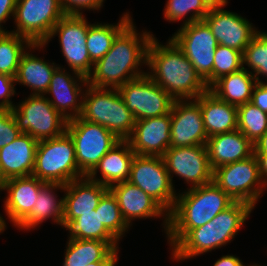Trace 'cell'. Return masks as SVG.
Segmentation results:
<instances>
[{"label":"cell","mask_w":267,"mask_h":266,"mask_svg":"<svg viewBox=\"0 0 267 266\" xmlns=\"http://www.w3.org/2000/svg\"><path fill=\"white\" fill-rule=\"evenodd\" d=\"M62 67L59 65L54 71L45 96L66 120H71L82 114L83 97L88 81L79 73L72 71L71 74Z\"/></svg>","instance_id":"obj_17"},{"label":"cell","mask_w":267,"mask_h":266,"mask_svg":"<svg viewBox=\"0 0 267 266\" xmlns=\"http://www.w3.org/2000/svg\"><path fill=\"white\" fill-rule=\"evenodd\" d=\"M170 114V148L206 145L208 136L195 100H175Z\"/></svg>","instance_id":"obj_18"},{"label":"cell","mask_w":267,"mask_h":266,"mask_svg":"<svg viewBox=\"0 0 267 266\" xmlns=\"http://www.w3.org/2000/svg\"><path fill=\"white\" fill-rule=\"evenodd\" d=\"M44 184L45 182L32 175L12 178L0 184V192H7L3 200L5 215L15 228L35 206L39 191Z\"/></svg>","instance_id":"obj_21"},{"label":"cell","mask_w":267,"mask_h":266,"mask_svg":"<svg viewBox=\"0 0 267 266\" xmlns=\"http://www.w3.org/2000/svg\"><path fill=\"white\" fill-rule=\"evenodd\" d=\"M64 15L59 0H17L15 29L10 32L26 37L33 44H43Z\"/></svg>","instance_id":"obj_11"},{"label":"cell","mask_w":267,"mask_h":266,"mask_svg":"<svg viewBox=\"0 0 267 266\" xmlns=\"http://www.w3.org/2000/svg\"><path fill=\"white\" fill-rule=\"evenodd\" d=\"M213 182L234 201L249 203L254 208L267 188L255 155L217 167L213 170Z\"/></svg>","instance_id":"obj_9"},{"label":"cell","mask_w":267,"mask_h":266,"mask_svg":"<svg viewBox=\"0 0 267 266\" xmlns=\"http://www.w3.org/2000/svg\"><path fill=\"white\" fill-rule=\"evenodd\" d=\"M81 117L106 127L120 140H127L132 135L136 123L118 89L96 88L90 85L84 92Z\"/></svg>","instance_id":"obj_5"},{"label":"cell","mask_w":267,"mask_h":266,"mask_svg":"<svg viewBox=\"0 0 267 266\" xmlns=\"http://www.w3.org/2000/svg\"><path fill=\"white\" fill-rule=\"evenodd\" d=\"M253 74L244 67L216 80L210 87L217 98L235 106L251 102L253 87L256 84Z\"/></svg>","instance_id":"obj_29"},{"label":"cell","mask_w":267,"mask_h":266,"mask_svg":"<svg viewBox=\"0 0 267 266\" xmlns=\"http://www.w3.org/2000/svg\"><path fill=\"white\" fill-rule=\"evenodd\" d=\"M91 23L86 17L77 14H65L52 29L50 36L43 43L48 45L52 38L58 36L61 54L64 56L68 68L88 77L93 69L94 63L90 59L87 49V33Z\"/></svg>","instance_id":"obj_10"},{"label":"cell","mask_w":267,"mask_h":266,"mask_svg":"<svg viewBox=\"0 0 267 266\" xmlns=\"http://www.w3.org/2000/svg\"><path fill=\"white\" fill-rule=\"evenodd\" d=\"M63 229L78 217V213L93 212L108 187L87 176L64 185Z\"/></svg>","instance_id":"obj_23"},{"label":"cell","mask_w":267,"mask_h":266,"mask_svg":"<svg viewBox=\"0 0 267 266\" xmlns=\"http://www.w3.org/2000/svg\"><path fill=\"white\" fill-rule=\"evenodd\" d=\"M213 266H245V264H243L242 259L238 256L227 254L220 257V259L218 258Z\"/></svg>","instance_id":"obj_44"},{"label":"cell","mask_w":267,"mask_h":266,"mask_svg":"<svg viewBox=\"0 0 267 266\" xmlns=\"http://www.w3.org/2000/svg\"><path fill=\"white\" fill-rule=\"evenodd\" d=\"M62 266H85L102 261L113 249H119V241L67 239Z\"/></svg>","instance_id":"obj_30"},{"label":"cell","mask_w":267,"mask_h":266,"mask_svg":"<svg viewBox=\"0 0 267 266\" xmlns=\"http://www.w3.org/2000/svg\"><path fill=\"white\" fill-rule=\"evenodd\" d=\"M211 7L207 0H167L163 17L170 23L183 21V26L203 20Z\"/></svg>","instance_id":"obj_34"},{"label":"cell","mask_w":267,"mask_h":266,"mask_svg":"<svg viewBox=\"0 0 267 266\" xmlns=\"http://www.w3.org/2000/svg\"><path fill=\"white\" fill-rule=\"evenodd\" d=\"M119 249H113L102 261L88 263L85 266H116L119 257Z\"/></svg>","instance_id":"obj_45"},{"label":"cell","mask_w":267,"mask_h":266,"mask_svg":"<svg viewBox=\"0 0 267 266\" xmlns=\"http://www.w3.org/2000/svg\"><path fill=\"white\" fill-rule=\"evenodd\" d=\"M170 180L176 175L189 184V188L202 186L213 181L206 145L169 148L162 156Z\"/></svg>","instance_id":"obj_15"},{"label":"cell","mask_w":267,"mask_h":266,"mask_svg":"<svg viewBox=\"0 0 267 266\" xmlns=\"http://www.w3.org/2000/svg\"><path fill=\"white\" fill-rule=\"evenodd\" d=\"M243 68V56L240 51L218 44L213 63V83L219 78Z\"/></svg>","instance_id":"obj_38"},{"label":"cell","mask_w":267,"mask_h":266,"mask_svg":"<svg viewBox=\"0 0 267 266\" xmlns=\"http://www.w3.org/2000/svg\"><path fill=\"white\" fill-rule=\"evenodd\" d=\"M164 44L155 35L151 39L146 74L174 100H194L208 91L206 82L177 45L170 38Z\"/></svg>","instance_id":"obj_2"},{"label":"cell","mask_w":267,"mask_h":266,"mask_svg":"<svg viewBox=\"0 0 267 266\" xmlns=\"http://www.w3.org/2000/svg\"><path fill=\"white\" fill-rule=\"evenodd\" d=\"M15 78L0 74V110L12 109L15 104L12 97L16 94Z\"/></svg>","instance_id":"obj_41"},{"label":"cell","mask_w":267,"mask_h":266,"mask_svg":"<svg viewBox=\"0 0 267 266\" xmlns=\"http://www.w3.org/2000/svg\"><path fill=\"white\" fill-rule=\"evenodd\" d=\"M32 176L62 185L85 176L78 169L75 145L67 132L38 142Z\"/></svg>","instance_id":"obj_6"},{"label":"cell","mask_w":267,"mask_h":266,"mask_svg":"<svg viewBox=\"0 0 267 266\" xmlns=\"http://www.w3.org/2000/svg\"><path fill=\"white\" fill-rule=\"evenodd\" d=\"M259 165V173L265 186L267 187V153H254Z\"/></svg>","instance_id":"obj_46"},{"label":"cell","mask_w":267,"mask_h":266,"mask_svg":"<svg viewBox=\"0 0 267 266\" xmlns=\"http://www.w3.org/2000/svg\"><path fill=\"white\" fill-rule=\"evenodd\" d=\"M7 229L6 219L3 218L2 214H0V234H2Z\"/></svg>","instance_id":"obj_48"},{"label":"cell","mask_w":267,"mask_h":266,"mask_svg":"<svg viewBox=\"0 0 267 266\" xmlns=\"http://www.w3.org/2000/svg\"><path fill=\"white\" fill-rule=\"evenodd\" d=\"M95 210H99L101 224L120 242L130 226L124 220L118 201L110 189L103 194Z\"/></svg>","instance_id":"obj_36"},{"label":"cell","mask_w":267,"mask_h":266,"mask_svg":"<svg viewBox=\"0 0 267 266\" xmlns=\"http://www.w3.org/2000/svg\"><path fill=\"white\" fill-rule=\"evenodd\" d=\"M248 266H261V265H259V264L257 265V264H255V263H254V264L252 263V264H250V265L248 264ZM262 266H264V265H262Z\"/></svg>","instance_id":"obj_50"},{"label":"cell","mask_w":267,"mask_h":266,"mask_svg":"<svg viewBox=\"0 0 267 266\" xmlns=\"http://www.w3.org/2000/svg\"><path fill=\"white\" fill-rule=\"evenodd\" d=\"M235 201L213 181L177 193L168 214L166 232L170 250L191 230L210 222Z\"/></svg>","instance_id":"obj_3"},{"label":"cell","mask_w":267,"mask_h":266,"mask_svg":"<svg viewBox=\"0 0 267 266\" xmlns=\"http://www.w3.org/2000/svg\"><path fill=\"white\" fill-rule=\"evenodd\" d=\"M171 114L137 120L127 139L132 151L140 156H160L170 148Z\"/></svg>","instance_id":"obj_20"},{"label":"cell","mask_w":267,"mask_h":266,"mask_svg":"<svg viewBox=\"0 0 267 266\" xmlns=\"http://www.w3.org/2000/svg\"><path fill=\"white\" fill-rule=\"evenodd\" d=\"M38 142L29 134L21 133L0 149V184L12 178L32 175Z\"/></svg>","instance_id":"obj_22"},{"label":"cell","mask_w":267,"mask_h":266,"mask_svg":"<svg viewBox=\"0 0 267 266\" xmlns=\"http://www.w3.org/2000/svg\"><path fill=\"white\" fill-rule=\"evenodd\" d=\"M18 103L11 112L22 133L41 141L66 132L68 120L51 105L45 95H28Z\"/></svg>","instance_id":"obj_7"},{"label":"cell","mask_w":267,"mask_h":266,"mask_svg":"<svg viewBox=\"0 0 267 266\" xmlns=\"http://www.w3.org/2000/svg\"><path fill=\"white\" fill-rule=\"evenodd\" d=\"M226 5L212 6L203 21L208 25L217 43L242 54L259 31L242 15L225 10Z\"/></svg>","instance_id":"obj_16"},{"label":"cell","mask_w":267,"mask_h":266,"mask_svg":"<svg viewBox=\"0 0 267 266\" xmlns=\"http://www.w3.org/2000/svg\"><path fill=\"white\" fill-rule=\"evenodd\" d=\"M118 91L136 121L170 113L175 101L147 74L126 82Z\"/></svg>","instance_id":"obj_14"},{"label":"cell","mask_w":267,"mask_h":266,"mask_svg":"<svg viewBox=\"0 0 267 266\" xmlns=\"http://www.w3.org/2000/svg\"><path fill=\"white\" fill-rule=\"evenodd\" d=\"M115 195L122 216L131 227L136 219L163 217L164 233L168 229V213L148 194L129 181L120 182L109 188Z\"/></svg>","instance_id":"obj_19"},{"label":"cell","mask_w":267,"mask_h":266,"mask_svg":"<svg viewBox=\"0 0 267 266\" xmlns=\"http://www.w3.org/2000/svg\"><path fill=\"white\" fill-rule=\"evenodd\" d=\"M242 56L243 67L254 75L256 82L267 83V32L259 30L245 48ZM260 77L262 79L265 77L266 82H263Z\"/></svg>","instance_id":"obj_35"},{"label":"cell","mask_w":267,"mask_h":266,"mask_svg":"<svg viewBox=\"0 0 267 266\" xmlns=\"http://www.w3.org/2000/svg\"><path fill=\"white\" fill-rule=\"evenodd\" d=\"M33 43L15 33H0V74L16 77L22 55Z\"/></svg>","instance_id":"obj_32"},{"label":"cell","mask_w":267,"mask_h":266,"mask_svg":"<svg viewBox=\"0 0 267 266\" xmlns=\"http://www.w3.org/2000/svg\"><path fill=\"white\" fill-rule=\"evenodd\" d=\"M58 190H60V192H64V185L57 183H45L39 191L35 206L16 226L17 230H35V228L40 227L39 225L48 219L63 228L64 196L60 199L57 198L59 195H57L56 191Z\"/></svg>","instance_id":"obj_27"},{"label":"cell","mask_w":267,"mask_h":266,"mask_svg":"<svg viewBox=\"0 0 267 266\" xmlns=\"http://www.w3.org/2000/svg\"><path fill=\"white\" fill-rule=\"evenodd\" d=\"M66 132L70 135L75 145L78 169L85 176L120 141L106 127L84 120L81 116L68 120Z\"/></svg>","instance_id":"obj_8"},{"label":"cell","mask_w":267,"mask_h":266,"mask_svg":"<svg viewBox=\"0 0 267 266\" xmlns=\"http://www.w3.org/2000/svg\"><path fill=\"white\" fill-rule=\"evenodd\" d=\"M65 14L83 15L85 10H101L105 0H59Z\"/></svg>","instance_id":"obj_40"},{"label":"cell","mask_w":267,"mask_h":266,"mask_svg":"<svg viewBox=\"0 0 267 266\" xmlns=\"http://www.w3.org/2000/svg\"><path fill=\"white\" fill-rule=\"evenodd\" d=\"M206 147L212 170L254 155V144L238 129L208 137Z\"/></svg>","instance_id":"obj_26"},{"label":"cell","mask_w":267,"mask_h":266,"mask_svg":"<svg viewBox=\"0 0 267 266\" xmlns=\"http://www.w3.org/2000/svg\"><path fill=\"white\" fill-rule=\"evenodd\" d=\"M120 17L117 24L95 22L89 26L86 45L93 63L106 55L112 47L115 37L132 21L129 11Z\"/></svg>","instance_id":"obj_31"},{"label":"cell","mask_w":267,"mask_h":266,"mask_svg":"<svg viewBox=\"0 0 267 266\" xmlns=\"http://www.w3.org/2000/svg\"><path fill=\"white\" fill-rule=\"evenodd\" d=\"M251 103L267 113V83L257 82L253 87Z\"/></svg>","instance_id":"obj_42"},{"label":"cell","mask_w":267,"mask_h":266,"mask_svg":"<svg viewBox=\"0 0 267 266\" xmlns=\"http://www.w3.org/2000/svg\"><path fill=\"white\" fill-rule=\"evenodd\" d=\"M43 44H33L22 55L18 71L15 77L16 85H24L30 88V95H45L52 75L59 67L55 62H48L38 55L33 54L34 50L45 49ZM33 50V51H32ZM31 52V53H30Z\"/></svg>","instance_id":"obj_25"},{"label":"cell","mask_w":267,"mask_h":266,"mask_svg":"<svg viewBox=\"0 0 267 266\" xmlns=\"http://www.w3.org/2000/svg\"><path fill=\"white\" fill-rule=\"evenodd\" d=\"M133 20L115 37L106 55L94 63L88 85L118 89L126 82L146 74L147 50L154 34L136 29ZM142 68V69H141Z\"/></svg>","instance_id":"obj_1"},{"label":"cell","mask_w":267,"mask_h":266,"mask_svg":"<svg viewBox=\"0 0 267 266\" xmlns=\"http://www.w3.org/2000/svg\"><path fill=\"white\" fill-rule=\"evenodd\" d=\"M194 100L200 105L208 137L237 130V106L220 100L209 90Z\"/></svg>","instance_id":"obj_28"},{"label":"cell","mask_w":267,"mask_h":266,"mask_svg":"<svg viewBox=\"0 0 267 266\" xmlns=\"http://www.w3.org/2000/svg\"><path fill=\"white\" fill-rule=\"evenodd\" d=\"M254 207L235 201L210 222L191 229L172 249L171 259L177 262L193 259L230 244L250 217Z\"/></svg>","instance_id":"obj_4"},{"label":"cell","mask_w":267,"mask_h":266,"mask_svg":"<svg viewBox=\"0 0 267 266\" xmlns=\"http://www.w3.org/2000/svg\"><path fill=\"white\" fill-rule=\"evenodd\" d=\"M238 130L253 144L267 131V113L251 102L237 107Z\"/></svg>","instance_id":"obj_37"},{"label":"cell","mask_w":267,"mask_h":266,"mask_svg":"<svg viewBox=\"0 0 267 266\" xmlns=\"http://www.w3.org/2000/svg\"><path fill=\"white\" fill-rule=\"evenodd\" d=\"M169 38L210 87L213 84V63L218 43L208 25L203 20L186 24Z\"/></svg>","instance_id":"obj_12"},{"label":"cell","mask_w":267,"mask_h":266,"mask_svg":"<svg viewBox=\"0 0 267 266\" xmlns=\"http://www.w3.org/2000/svg\"><path fill=\"white\" fill-rule=\"evenodd\" d=\"M212 6L228 5V0H207Z\"/></svg>","instance_id":"obj_49"},{"label":"cell","mask_w":267,"mask_h":266,"mask_svg":"<svg viewBox=\"0 0 267 266\" xmlns=\"http://www.w3.org/2000/svg\"><path fill=\"white\" fill-rule=\"evenodd\" d=\"M128 181L153 198L168 214L171 212L178 192L162 157L135 155Z\"/></svg>","instance_id":"obj_13"},{"label":"cell","mask_w":267,"mask_h":266,"mask_svg":"<svg viewBox=\"0 0 267 266\" xmlns=\"http://www.w3.org/2000/svg\"><path fill=\"white\" fill-rule=\"evenodd\" d=\"M254 153H267V131L254 143Z\"/></svg>","instance_id":"obj_47"},{"label":"cell","mask_w":267,"mask_h":266,"mask_svg":"<svg viewBox=\"0 0 267 266\" xmlns=\"http://www.w3.org/2000/svg\"><path fill=\"white\" fill-rule=\"evenodd\" d=\"M16 4L17 0H0V33L10 32L4 29L3 24L14 18ZM11 16L12 18H10Z\"/></svg>","instance_id":"obj_43"},{"label":"cell","mask_w":267,"mask_h":266,"mask_svg":"<svg viewBox=\"0 0 267 266\" xmlns=\"http://www.w3.org/2000/svg\"><path fill=\"white\" fill-rule=\"evenodd\" d=\"M128 140H120L100 160L87 177L108 188L112 185L128 181L132 161L135 157ZM100 173V176H97ZM99 177V178H98Z\"/></svg>","instance_id":"obj_24"},{"label":"cell","mask_w":267,"mask_h":266,"mask_svg":"<svg viewBox=\"0 0 267 266\" xmlns=\"http://www.w3.org/2000/svg\"><path fill=\"white\" fill-rule=\"evenodd\" d=\"M65 230L69 231L68 237L81 240L118 241L100 222L99 210L78 213Z\"/></svg>","instance_id":"obj_33"},{"label":"cell","mask_w":267,"mask_h":266,"mask_svg":"<svg viewBox=\"0 0 267 266\" xmlns=\"http://www.w3.org/2000/svg\"><path fill=\"white\" fill-rule=\"evenodd\" d=\"M22 132L17 127L11 109L0 110V149L10 144Z\"/></svg>","instance_id":"obj_39"}]
</instances>
